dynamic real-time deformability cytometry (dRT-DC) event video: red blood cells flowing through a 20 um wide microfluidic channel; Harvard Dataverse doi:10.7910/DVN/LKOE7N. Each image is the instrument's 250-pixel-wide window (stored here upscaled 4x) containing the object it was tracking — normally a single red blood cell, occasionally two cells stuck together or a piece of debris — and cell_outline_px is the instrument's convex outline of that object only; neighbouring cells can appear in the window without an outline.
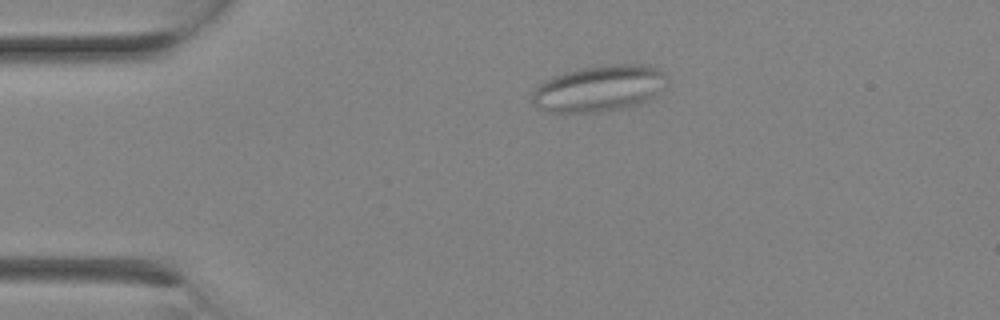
{"species": "Egyptian fruit bat (a non-hibernating species)", "species_latin": "Rousettus aegyptiacus", "temperature_condition": "room temperature", "stored_images_in_passage": 3, "camera_frame_rate_fps": 3000, "um_per_image_px": 0.085, "animal": {"sex": "female"}, "frame": {"image": 1, "passage_image": 3, "time_ms": 0.667, "image_size_px": [1000, 320], "cell_outline_px": [[668, 84], [660, 92], [648, 100], [628, 108], [600, 112], [548, 112], [536, 108], [532, 104], [532, 92], [544, 80], [552, 76], [564, 72], [584, 68], [616, 64], [644, 64], [656, 68], [664, 72]], "centroid_in_image_um": [50.93, 7.53], "position_along_channel_um": 34.1, "area_um2": 36.65}}